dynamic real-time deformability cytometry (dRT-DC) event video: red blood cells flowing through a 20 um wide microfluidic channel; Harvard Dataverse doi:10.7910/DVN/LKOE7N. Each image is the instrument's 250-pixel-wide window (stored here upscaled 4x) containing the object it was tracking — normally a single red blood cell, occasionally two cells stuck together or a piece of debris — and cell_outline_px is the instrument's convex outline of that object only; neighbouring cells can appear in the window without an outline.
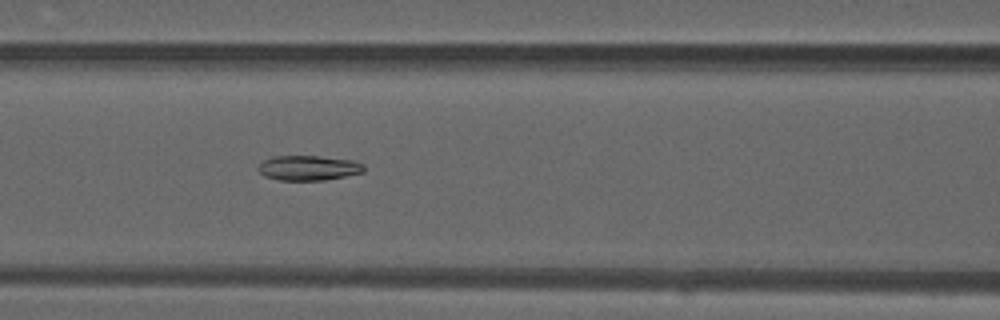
{"species": "common noctule bat (a hibernating species)", "species_latin": "Nyctalus noctula", "temperature_condition": "warm", "stored_images_in_passage": 40, "camera_frame_rate_fps": 3000, "um_per_image_px": 0.085, "animal": {"sex": "male", "forearm_length_mm": 52.5}, "frame": {"image": 1, "passage_image": 12, "time_ms": 3.667, "image_size_px": [1000, 320], "cell_outline_px": [[364, 172], [324, 180], [280, 180], [264, 176], [256, 168], [264, 160], [272, 156], [320, 156], [356, 160], [364, 164]], "centroid_in_image_um": [26.23, 14.26], "position_along_channel_um": 140.4, "area_um2": 15.43}}
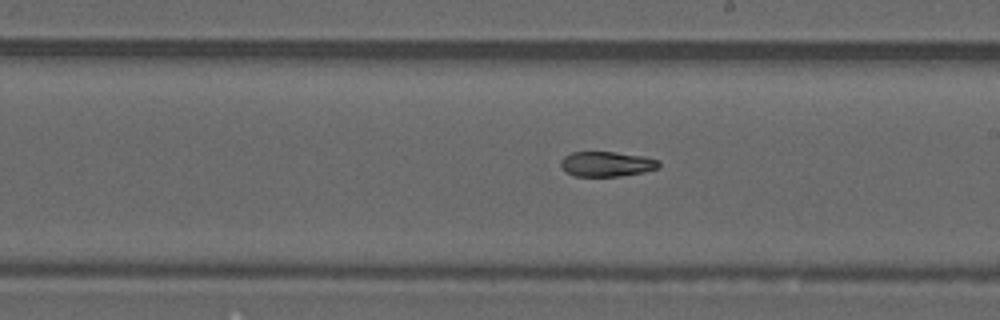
{"frame": {"image": 2, "passage_image": 19, "time_ms": 6.0, "image_size_px": [1000, 320], "cell_outline_px": [[660, 168], [644, 172], [620, 176], [572, 176], [564, 172], [560, 164], [560, 160], [564, 156], [572, 152], [612, 152], [644, 156], [660, 160]], "centroid_in_image_um": [51.56, 13.95], "position_along_channel_um": 237.4, "area_um2": 14.51}}
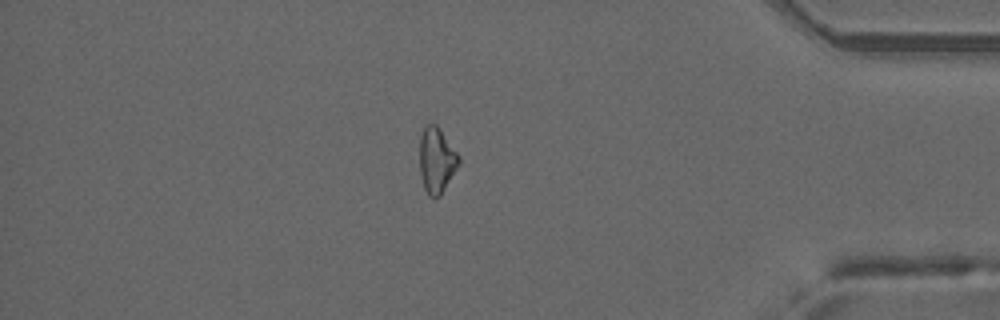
{"frame": {"image": 3, "passage_image": 33, "time_ms": 10.667, "image_size_px": [1000, 320], "cell_outline_px": [[460, 164], [440, 196], [428, 196], [424, 188], [420, 172], [420, 136], [424, 128], [428, 124], [436, 124], [440, 128], [460, 156]], "centroid_in_image_um": [37.13, 13.61], "position_along_channel_um": 398.1, "area_um2": 14.97}}